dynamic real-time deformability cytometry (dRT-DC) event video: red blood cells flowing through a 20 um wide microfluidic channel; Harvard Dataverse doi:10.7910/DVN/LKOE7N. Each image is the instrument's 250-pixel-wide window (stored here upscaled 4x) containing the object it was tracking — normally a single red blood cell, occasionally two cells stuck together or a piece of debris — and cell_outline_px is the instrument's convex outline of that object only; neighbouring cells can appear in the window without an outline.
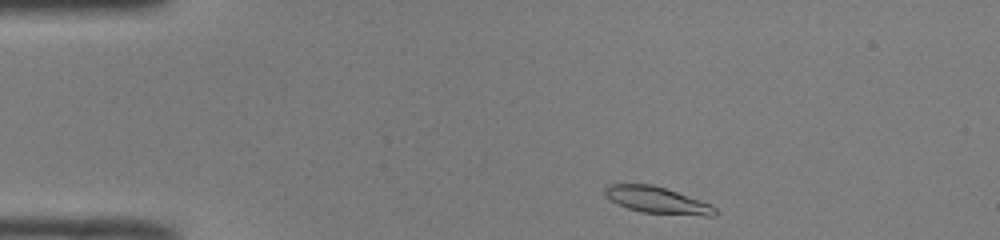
{"species": "common noctule bat (a hibernating species)", "species_latin": "Nyctalus noctula", "temperature_condition": "room temperature", "stored_images_in_passage": 43, "camera_frame_rate_fps": 3000, "um_per_image_px": 0.085, "animal": {"sex": "male", "body_mass_g": 19.0, "forearm_length_mm": 50.8}, "frame": {"image": 1, "passage_image": 1, "time_ms": 0.0, "image_size_px": [1000, 240], "cell_outline_px": [[716, 216], [704, 216], [640, 212], [616, 204], [604, 196], [604, 188], [608, 184], [652, 184], [712, 204], [716, 208]], "centroid_in_image_um": [55.83, 17.02], "position_along_channel_um": 29.2, "area_um2": 17.17}}
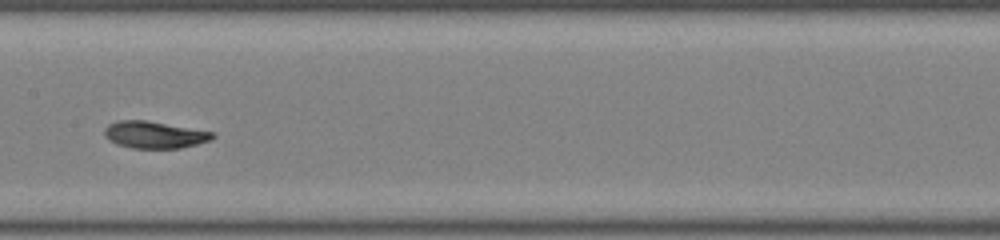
{"frame": {"image": 2, "passage_image": 18, "time_ms": 5.667, "image_size_px": [1000, 240], "cell_outline_px": [[216, 136], [212, 140], [180, 148], [132, 148], [116, 144], [108, 140], [104, 136], [104, 128], [108, 124], [116, 120], [144, 120], [216, 132]], "centroid_in_image_um": [13.12, 11.45], "position_along_channel_um": 194.3, "area_um2": 17.17}}
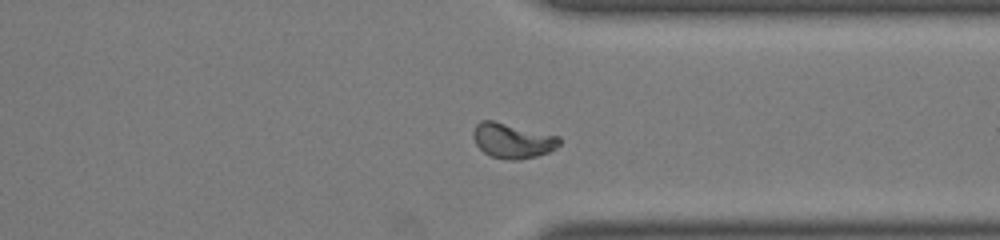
{"frame": {"image": 3, "passage_image": 31, "time_ms": 10.0, "image_size_px": [1000, 240], "cell_outline_px": [[560, 144], [556, 148], [548, 152], [536, 156], [520, 160], [508, 160], [488, 156], [476, 144], [472, 136], [472, 132], [476, 124], [480, 120], [492, 120], [560, 136]], "centroid_in_image_um": [43.54, 11.96], "position_along_channel_um": 367.9, "area_um2": 17.74}, "authors_computed_cell_mechanics": {"area_um2": 17.051, "velocity_mm_per_s": 3.9976, "shape_relaxation_time_tau1_ms": 3.7524, "shape_relaxation_time_tau2_ms": 1.3739, "deformation_change_tau1": 0.1698, "deformation_change_tau2": 0.0557}}